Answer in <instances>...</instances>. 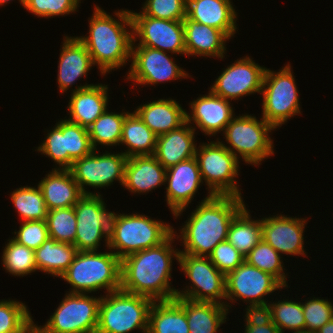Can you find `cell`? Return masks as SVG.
I'll list each match as a JSON object with an SVG mask.
<instances>
[{"label":"cell","mask_w":333,"mask_h":333,"mask_svg":"<svg viewBox=\"0 0 333 333\" xmlns=\"http://www.w3.org/2000/svg\"><path fill=\"white\" fill-rule=\"evenodd\" d=\"M175 233V234H174ZM173 232L161 244L129 254L121 259L120 289L145 296L153 301L172 300L178 289L171 288L172 261L181 250L173 249Z\"/></svg>","instance_id":"cell-1"},{"label":"cell","mask_w":333,"mask_h":333,"mask_svg":"<svg viewBox=\"0 0 333 333\" xmlns=\"http://www.w3.org/2000/svg\"><path fill=\"white\" fill-rule=\"evenodd\" d=\"M196 207L176 237L183 241L180 253L208 257L217 244L227 240L229 226L245 204L237 196L209 193Z\"/></svg>","instance_id":"cell-2"},{"label":"cell","mask_w":333,"mask_h":333,"mask_svg":"<svg viewBox=\"0 0 333 333\" xmlns=\"http://www.w3.org/2000/svg\"><path fill=\"white\" fill-rule=\"evenodd\" d=\"M114 14L119 19L115 20L95 5L89 21V36L77 37L103 76L122 67L131 58L133 23L130 10L122 9ZM128 26L131 31L127 30Z\"/></svg>","instance_id":"cell-3"},{"label":"cell","mask_w":333,"mask_h":333,"mask_svg":"<svg viewBox=\"0 0 333 333\" xmlns=\"http://www.w3.org/2000/svg\"><path fill=\"white\" fill-rule=\"evenodd\" d=\"M78 251L74 261L60 277L72 287L70 293H91L121 286V259L113 252Z\"/></svg>","instance_id":"cell-4"},{"label":"cell","mask_w":333,"mask_h":333,"mask_svg":"<svg viewBox=\"0 0 333 333\" xmlns=\"http://www.w3.org/2000/svg\"><path fill=\"white\" fill-rule=\"evenodd\" d=\"M174 228L140 214L112 213L110 221L108 249L120 258L142 251L164 242Z\"/></svg>","instance_id":"cell-5"},{"label":"cell","mask_w":333,"mask_h":333,"mask_svg":"<svg viewBox=\"0 0 333 333\" xmlns=\"http://www.w3.org/2000/svg\"><path fill=\"white\" fill-rule=\"evenodd\" d=\"M153 302L121 289L101 296L96 333H130L135 329L147 333Z\"/></svg>","instance_id":"cell-6"},{"label":"cell","mask_w":333,"mask_h":333,"mask_svg":"<svg viewBox=\"0 0 333 333\" xmlns=\"http://www.w3.org/2000/svg\"><path fill=\"white\" fill-rule=\"evenodd\" d=\"M274 129L262 117L259 121L255 116L249 114L234 116L223 132L227 144L230 146L222 144L237 159L242 158L244 162L257 166L268 156L274 154L273 141L269 137V132Z\"/></svg>","instance_id":"cell-7"},{"label":"cell","mask_w":333,"mask_h":333,"mask_svg":"<svg viewBox=\"0 0 333 333\" xmlns=\"http://www.w3.org/2000/svg\"><path fill=\"white\" fill-rule=\"evenodd\" d=\"M290 64L279 72L266 68L262 90V118L275 129L289 118L301 114L298 90Z\"/></svg>","instance_id":"cell-8"},{"label":"cell","mask_w":333,"mask_h":333,"mask_svg":"<svg viewBox=\"0 0 333 333\" xmlns=\"http://www.w3.org/2000/svg\"><path fill=\"white\" fill-rule=\"evenodd\" d=\"M195 158L201 178L208 186V193L243 198L234 180L239 175V160L222 142L203 143L196 148Z\"/></svg>","instance_id":"cell-9"},{"label":"cell","mask_w":333,"mask_h":333,"mask_svg":"<svg viewBox=\"0 0 333 333\" xmlns=\"http://www.w3.org/2000/svg\"><path fill=\"white\" fill-rule=\"evenodd\" d=\"M67 293L47 323L44 333H96L101 297Z\"/></svg>","instance_id":"cell-10"},{"label":"cell","mask_w":333,"mask_h":333,"mask_svg":"<svg viewBox=\"0 0 333 333\" xmlns=\"http://www.w3.org/2000/svg\"><path fill=\"white\" fill-rule=\"evenodd\" d=\"M178 262L192 285L190 288L187 286V290H177L176 297L215 302L229 307L230 303L222 302L226 298L225 275L216 268L209 257L180 253Z\"/></svg>","instance_id":"cell-11"},{"label":"cell","mask_w":333,"mask_h":333,"mask_svg":"<svg viewBox=\"0 0 333 333\" xmlns=\"http://www.w3.org/2000/svg\"><path fill=\"white\" fill-rule=\"evenodd\" d=\"M105 205L100 194H84L74 205L77 223L73 244L78 251H98L104 237L108 248L113 212L106 211Z\"/></svg>","instance_id":"cell-12"},{"label":"cell","mask_w":333,"mask_h":333,"mask_svg":"<svg viewBox=\"0 0 333 333\" xmlns=\"http://www.w3.org/2000/svg\"><path fill=\"white\" fill-rule=\"evenodd\" d=\"M97 154L94 149L89 155L73 161L69 168L83 194H99L88 192L84 186L102 188L112 185L114 180L123 185L128 158L122 152L112 154L106 151L102 155Z\"/></svg>","instance_id":"cell-13"},{"label":"cell","mask_w":333,"mask_h":333,"mask_svg":"<svg viewBox=\"0 0 333 333\" xmlns=\"http://www.w3.org/2000/svg\"><path fill=\"white\" fill-rule=\"evenodd\" d=\"M133 40L138 46H147L164 52L186 54L183 20H163L131 12ZM137 38V39H136Z\"/></svg>","instance_id":"cell-14"},{"label":"cell","mask_w":333,"mask_h":333,"mask_svg":"<svg viewBox=\"0 0 333 333\" xmlns=\"http://www.w3.org/2000/svg\"><path fill=\"white\" fill-rule=\"evenodd\" d=\"M132 42L131 66L127 80L135 81L136 84H158L187 78L189 75L173 61L166 52L147 46H135Z\"/></svg>","instance_id":"cell-15"},{"label":"cell","mask_w":333,"mask_h":333,"mask_svg":"<svg viewBox=\"0 0 333 333\" xmlns=\"http://www.w3.org/2000/svg\"><path fill=\"white\" fill-rule=\"evenodd\" d=\"M226 300H243L247 304L267 303L264 296L285 288L275 277L246 261L225 276ZM237 297V298H236Z\"/></svg>","instance_id":"cell-16"},{"label":"cell","mask_w":333,"mask_h":333,"mask_svg":"<svg viewBox=\"0 0 333 333\" xmlns=\"http://www.w3.org/2000/svg\"><path fill=\"white\" fill-rule=\"evenodd\" d=\"M265 70V67L245 56L227 66L209 90L231 101L248 94L261 93Z\"/></svg>","instance_id":"cell-17"},{"label":"cell","mask_w":333,"mask_h":333,"mask_svg":"<svg viewBox=\"0 0 333 333\" xmlns=\"http://www.w3.org/2000/svg\"><path fill=\"white\" fill-rule=\"evenodd\" d=\"M166 202L178 217L193 200L203 180L195 157L181 161L166 169Z\"/></svg>","instance_id":"cell-18"},{"label":"cell","mask_w":333,"mask_h":333,"mask_svg":"<svg viewBox=\"0 0 333 333\" xmlns=\"http://www.w3.org/2000/svg\"><path fill=\"white\" fill-rule=\"evenodd\" d=\"M304 218H292L284 215L262 218V239L279 254L305 255Z\"/></svg>","instance_id":"cell-19"},{"label":"cell","mask_w":333,"mask_h":333,"mask_svg":"<svg viewBox=\"0 0 333 333\" xmlns=\"http://www.w3.org/2000/svg\"><path fill=\"white\" fill-rule=\"evenodd\" d=\"M230 100L213 94L210 90L207 95L198 97L190 104L192 114L186 112V122L195 123L201 132L212 136L225 130L227 124L235 116ZM193 121V123H191Z\"/></svg>","instance_id":"cell-20"},{"label":"cell","mask_w":333,"mask_h":333,"mask_svg":"<svg viewBox=\"0 0 333 333\" xmlns=\"http://www.w3.org/2000/svg\"><path fill=\"white\" fill-rule=\"evenodd\" d=\"M67 120L88 128L107 110L108 87L103 84H85L72 90Z\"/></svg>","instance_id":"cell-21"},{"label":"cell","mask_w":333,"mask_h":333,"mask_svg":"<svg viewBox=\"0 0 333 333\" xmlns=\"http://www.w3.org/2000/svg\"><path fill=\"white\" fill-rule=\"evenodd\" d=\"M231 3V0H187L186 16L223 31L231 39L237 29V13Z\"/></svg>","instance_id":"cell-22"},{"label":"cell","mask_w":333,"mask_h":333,"mask_svg":"<svg viewBox=\"0 0 333 333\" xmlns=\"http://www.w3.org/2000/svg\"><path fill=\"white\" fill-rule=\"evenodd\" d=\"M166 168L154 155L132 156L125 165L124 182L129 192L146 193L166 184Z\"/></svg>","instance_id":"cell-23"},{"label":"cell","mask_w":333,"mask_h":333,"mask_svg":"<svg viewBox=\"0 0 333 333\" xmlns=\"http://www.w3.org/2000/svg\"><path fill=\"white\" fill-rule=\"evenodd\" d=\"M64 38L57 75L61 93L66 92L78 79L87 76L94 65L87 48L77 37Z\"/></svg>","instance_id":"cell-24"},{"label":"cell","mask_w":333,"mask_h":333,"mask_svg":"<svg viewBox=\"0 0 333 333\" xmlns=\"http://www.w3.org/2000/svg\"><path fill=\"white\" fill-rule=\"evenodd\" d=\"M186 55L224 58L226 41L223 31L189 19H183Z\"/></svg>","instance_id":"cell-25"},{"label":"cell","mask_w":333,"mask_h":333,"mask_svg":"<svg viewBox=\"0 0 333 333\" xmlns=\"http://www.w3.org/2000/svg\"><path fill=\"white\" fill-rule=\"evenodd\" d=\"M191 126L185 122L179 128L157 136L154 156L164 168L167 169L181 161L195 157L197 145L194 142V134L196 127Z\"/></svg>","instance_id":"cell-26"},{"label":"cell","mask_w":333,"mask_h":333,"mask_svg":"<svg viewBox=\"0 0 333 333\" xmlns=\"http://www.w3.org/2000/svg\"><path fill=\"white\" fill-rule=\"evenodd\" d=\"M48 211L74 206L84 195L69 169H52L39 182Z\"/></svg>","instance_id":"cell-27"},{"label":"cell","mask_w":333,"mask_h":333,"mask_svg":"<svg viewBox=\"0 0 333 333\" xmlns=\"http://www.w3.org/2000/svg\"><path fill=\"white\" fill-rule=\"evenodd\" d=\"M134 112L157 136L179 128L186 122V111L174 99H159L138 106Z\"/></svg>","instance_id":"cell-28"},{"label":"cell","mask_w":333,"mask_h":333,"mask_svg":"<svg viewBox=\"0 0 333 333\" xmlns=\"http://www.w3.org/2000/svg\"><path fill=\"white\" fill-rule=\"evenodd\" d=\"M185 310L190 333H217L225 323L228 308L215 302L174 298Z\"/></svg>","instance_id":"cell-29"},{"label":"cell","mask_w":333,"mask_h":333,"mask_svg":"<svg viewBox=\"0 0 333 333\" xmlns=\"http://www.w3.org/2000/svg\"><path fill=\"white\" fill-rule=\"evenodd\" d=\"M147 333H190L185 310L175 299L154 301Z\"/></svg>","instance_id":"cell-30"},{"label":"cell","mask_w":333,"mask_h":333,"mask_svg":"<svg viewBox=\"0 0 333 333\" xmlns=\"http://www.w3.org/2000/svg\"><path fill=\"white\" fill-rule=\"evenodd\" d=\"M121 144L129 148L122 152L127 158L132 156L154 155L157 135L133 112L125 116L122 125Z\"/></svg>","instance_id":"cell-31"},{"label":"cell","mask_w":333,"mask_h":333,"mask_svg":"<svg viewBox=\"0 0 333 333\" xmlns=\"http://www.w3.org/2000/svg\"><path fill=\"white\" fill-rule=\"evenodd\" d=\"M78 250L74 244L62 243L48 238L35 250L37 270L61 277L74 261Z\"/></svg>","instance_id":"cell-32"},{"label":"cell","mask_w":333,"mask_h":333,"mask_svg":"<svg viewBox=\"0 0 333 333\" xmlns=\"http://www.w3.org/2000/svg\"><path fill=\"white\" fill-rule=\"evenodd\" d=\"M246 206L233 218L227 241L246 256L262 240V219L252 220Z\"/></svg>","instance_id":"cell-33"},{"label":"cell","mask_w":333,"mask_h":333,"mask_svg":"<svg viewBox=\"0 0 333 333\" xmlns=\"http://www.w3.org/2000/svg\"><path fill=\"white\" fill-rule=\"evenodd\" d=\"M129 112L113 113L107 110L101 114L87 129L92 148L97 145L116 146L120 144L122 125Z\"/></svg>","instance_id":"cell-34"},{"label":"cell","mask_w":333,"mask_h":333,"mask_svg":"<svg viewBox=\"0 0 333 333\" xmlns=\"http://www.w3.org/2000/svg\"><path fill=\"white\" fill-rule=\"evenodd\" d=\"M11 200L22 221L46 220L48 209L40 187L23 186L16 188Z\"/></svg>","instance_id":"cell-35"},{"label":"cell","mask_w":333,"mask_h":333,"mask_svg":"<svg viewBox=\"0 0 333 333\" xmlns=\"http://www.w3.org/2000/svg\"><path fill=\"white\" fill-rule=\"evenodd\" d=\"M245 261L275 277L284 287H288L281 255L263 239L245 256Z\"/></svg>","instance_id":"cell-36"},{"label":"cell","mask_w":333,"mask_h":333,"mask_svg":"<svg viewBox=\"0 0 333 333\" xmlns=\"http://www.w3.org/2000/svg\"><path fill=\"white\" fill-rule=\"evenodd\" d=\"M3 249L4 269L13 276H25L37 271L35 250L9 239Z\"/></svg>","instance_id":"cell-37"},{"label":"cell","mask_w":333,"mask_h":333,"mask_svg":"<svg viewBox=\"0 0 333 333\" xmlns=\"http://www.w3.org/2000/svg\"><path fill=\"white\" fill-rule=\"evenodd\" d=\"M25 304L0 300V333H25L34 323Z\"/></svg>","instance_id":"cell-38"},{"label":"cell","mask_w":333,"mask_h":333,"mask_svg":"<svg viewBox=\"0 0 333 333\" xmlns=\"http://www.w3.org/2000/svg\"><path fill=\"white\" fill-rule=\"evenodd\" d=\"M46 223L50 238L62 243L75 242L77 219L74 206L48 211Z\"/></svg>","instance_id":"cell-39"},{"label":"cell","mask_w":333,"mask_h":333,"mask_svg":"<svg viewBox=\"0 0 333 333\" xmlns=\"http://www.w3.org/2000/svg\"><path fill=\"white\" fill-rule=\"evenodd\" d=\"M272 309V322L284 333V329L292 332L305 330V318L301 302H294L287 299L269 303Z\"/></svg>","instance_id":"cell-40"},{"label":"cell","mask_w":333,"mask_h":333,"mask_svg":"<svg viewBox=\"0 0 333 333\" xmlns=\"http://www.w3.org/2000/svg\"><path fill=\"white\" fill-rule=\"evenodd\" d=\"M62 133L64 153H68L74 161L89 155L94 150L87 128L62 119Z\"/></svg>","instance_id":"cell-41"},{"label":"cell","mask_w":333,"mask_h":333,"mask_svg":"<svg viewBox=\"0 0 333 333\" xmlns=\"http://www.w3.org/2000/svg\"><path fill=\"white\" fill-rule=\"evenodd\" d=\"M53 128L47 133L46 140L38 147L37 151L54 160L59 165L58 169H69L74 160L68 153H64L62 121L56 123Z\"/></svg>","instance_id":"cell-42"},{"label":"cell","mask_w":333,"mask_h":333,"mask_svg":"<svg viewBox=\"0 0 333 333\" xmlns=\"http://www.w3.org/2000/svg\"><path fill=\"white\" fill-rule=\"evenodd\" d=\"M305 330L316 333L333 318V304L327 299L313 298L302 303Z\"/></svg>","instance_id":"cell-43"},{"label":"cell","mask_w":333,"mask_h":333,"mask_svg":"<svg viewBox=\"0 0 333 333\" xmlns=\"http://www.w3.org/2000/svg\"><path fill=\"white\" fill-rule=\"evenodd\" d=\"M80 0H25L24 9L38 17L53 18V16L75 13Z\"/></svg>","instance_id":"cell-44"},{"label":"cell","mask_w":333,"mask_h":333,"mask_svg":"<svg viewBox=\"0 0 333 333\" xmlns=\"http://www.w3.org/2000/svg\"><path fill=\"white\" fill-rule=\"evenodd\" d=\"M187 0H146L142 12L149 17L163 20H183Z\"/></svg>","instance_id":"cell-45"},{"label":"cell","mask_w":333,"mask_h":333,"mask_svg":"<svg viewBox=\"0 0 333 333\" xmlns=\"http://www.w3.org/2000/svg\"><path fill=\"white\" fill-rule=\"evenodd\" d=\"M12 239L33 250L38 249L50 236L46 220L23 221Z\"/></svg>","instance_id":"cell-46"},{"label":"cell","mask_w":333,"mask_h":333,"mask_svg":"<svg viewBox=\"0 0 333 333\" xmlns=\"http://www.w3.org/2000/svg\"><path fill=\"white\" fill-rule=\"evenodd\" d=\"M208 257L225 276L245 261V256L227 240L217 244Z\"/></svg>","instance_id":"cell-47"},{"label":"cell","mask_w":333,"mask_h":333,"mask_svg":"<svg viewBox=\"0 0 333 333\" xmlns=\"http://www.w3.org/2000/svg\"><path fill=\"white\" fill-rule=\"evenodd\" d=\"M245 326H262L272 321V309L269 303L250 304L246 308Z\"/></svg>","instance_id":"cell-48"},{"label":"cell","mask_w":333,"mask_h":333,"mask_svg":"<svg viewBox=\"0 0 333 333\" xmlns=\"http://www.w3.org/2000/svg\"><path fill=\"white\" fill-rule=\"evenodd\" d=\"M245 333H282L280 329L271 321L262 326H246Z\"/></svg>","instance_id":"cell-49"},{"label":"cell","mask_w":333,"mask_h":333,"mask_svg":"<svg viewBox=\"0 0 333 333\" xmlns=\"http://www.w3.org/2000/svg\"><path fill=\"white\" fill-rule=\"evenodd\" d=\"M316 333H333V318L323 325Z\"/></svg>","instance_id":"cell-50"},{"label":"cell","mask_w":333,"mask_h":333,"mask_svg":"<svg viewBox=\"0 0 333 333\" xmlns=\"http://www.w3.org/2000/svg\"><path fill=\"white\" fill-rule=\"evenodd\" d=\"M25 333H44L38 325L33 323Z\"/></svg>","instance_id":"cell-51"},{"label":"cell","mask_w":333,"mask_h":333,"mask_svg":"<svg viewBox=\"0 0 333 333\" xmlns=\"http://www.w3.org/2000/svg\"><path fill=\"white\" fill-rule=\"evenodd\" d=\"M8 1L11 0H0V6L9 3ZM20 4H22V6H24L25 0H19Z\"/></svg>","instance_id":"cell-52"},{"label":"cell","mask_w":333,"mask_h":333,"mask_svg":"<svg viewBox=\"0 0 333 333\" xmlns=\"http://www.w3.org/2000/svg\"><path fill=\"white\" fill-rule=\"evenodd\" d=\"M293 333H312V332H309V331L303 330V331H297V332H293Z\"/></svg>","instance_id":"cell-53"}]
</instances>
